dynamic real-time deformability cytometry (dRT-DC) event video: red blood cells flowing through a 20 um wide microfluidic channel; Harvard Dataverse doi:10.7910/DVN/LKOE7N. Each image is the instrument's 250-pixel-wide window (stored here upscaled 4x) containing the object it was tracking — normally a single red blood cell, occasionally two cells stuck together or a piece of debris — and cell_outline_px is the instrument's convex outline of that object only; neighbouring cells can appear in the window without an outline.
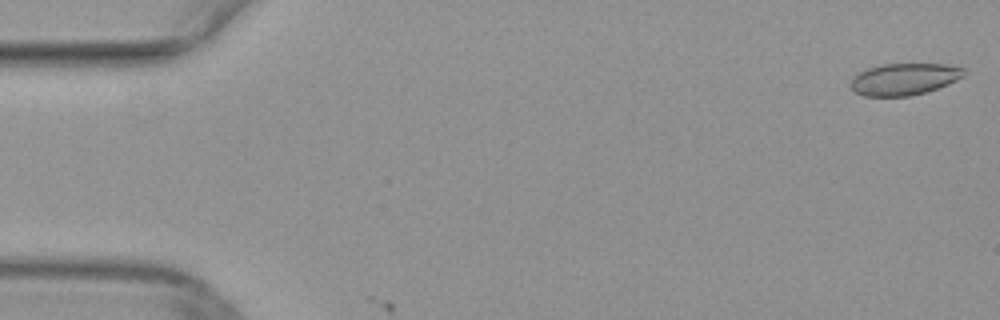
{"species": "common noctule bat (a hibernating species)", "species_latin": "Nyctalus noctula", "temperature_condition": "warm", "stored_images_in_passage": 3, "camera_frame_rate_fps": 3000, "um_per_image_px": 0.085, "animal": {"sex": "female", "body_mass_g": 29.2, "forearm_length_mm": 56.3}, "frame": {"image": 1, "passage_image": 1, "time_ms": 0.0, "image_size_px": [1000, 320], "cell_outline_px": [[964, 76], [948, 84], [924, 92], [908, 96], [864, 96], [856, 92], [848, 84], [852, 76], [868, 68], [880, 64], [944, 64], [964, 68]], "centroid_in_image_um": [76.81, 6.72], "position_along_channel_um": 8.2, "area_um2": 20.92}}